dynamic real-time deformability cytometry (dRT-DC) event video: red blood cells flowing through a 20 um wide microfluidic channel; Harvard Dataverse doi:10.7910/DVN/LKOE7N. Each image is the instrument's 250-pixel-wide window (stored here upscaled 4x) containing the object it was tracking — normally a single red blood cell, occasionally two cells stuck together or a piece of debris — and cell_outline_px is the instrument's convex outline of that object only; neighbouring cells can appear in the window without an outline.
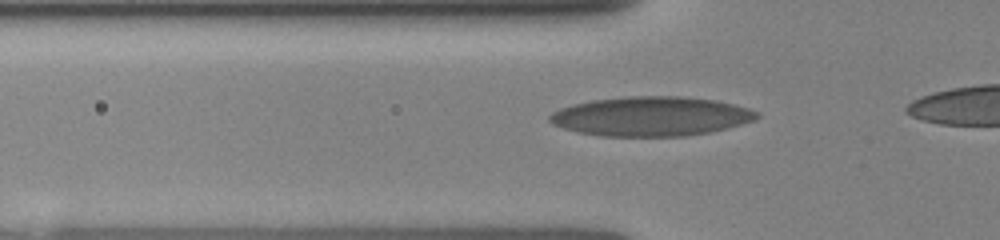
{"species": "human", "species_latin": "Homo sapiens", "temperature_condition": "room temperature", "stored_images_in_passage": 6, "camera_frame_rate_fps": 3000, "um_per_image_px": 0.085, "donor": {"sex": "female"}, "frame": {"image": 1, "passage_image": 5, "time_ms": 1.667, "image_size_px": [1000, 240], "cell_outline_px": [[760, 116], [756, 120], [728, 128], [708, 132], [684, 136], [600, 136], [576, 132], [552, 124], [548, 120], [548, 116], [552, 112], [560, 108], [572, 104], [592, 100], [628, 96], [680, 96], [716, 100], [748, 108], [760, 112]], "centroid_in_image_um": [55.33, 9.89], "position_along_channel_um": 70.5, "area_um2": 47.8}}